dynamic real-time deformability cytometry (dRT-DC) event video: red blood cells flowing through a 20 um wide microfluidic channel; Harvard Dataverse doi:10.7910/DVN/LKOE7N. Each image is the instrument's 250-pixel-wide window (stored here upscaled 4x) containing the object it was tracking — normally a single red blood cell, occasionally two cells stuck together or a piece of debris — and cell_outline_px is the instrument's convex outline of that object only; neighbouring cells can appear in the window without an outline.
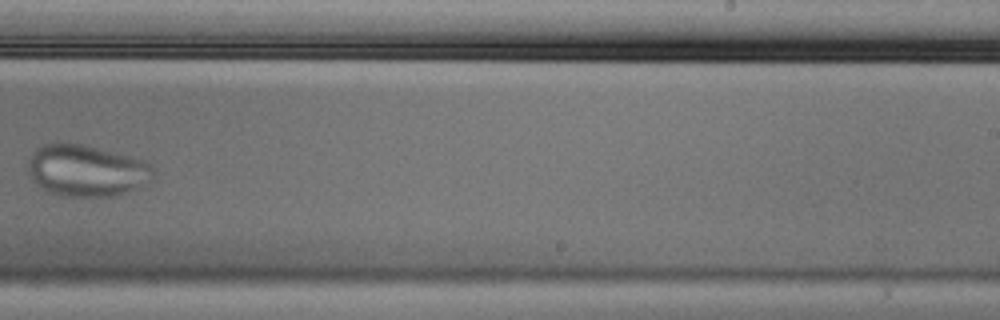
{"species": "Egyptian fruit bat (a non-hibernating species)", "species_latin": "Rousettus aegyptiacus", "temperature_condition": "cold", "stored_images_in_passage": 9, "camera_frame_rate_fps": 3000, "um_per_image_px": 0.085, "animal": {"sex": "male"}, "frame": {"image": 1, "passage_image": 8, "time_ms": 2.333, "image_size_px": [1000, 320], "cell_outline_px": [[156, 172], [152, 180], [116, 196], [60, 196], [48, 192], [40, 188], [32, 180], [28, 172], [28, 160], [32, 152], [40, 144], [56, 140], [84, 144], [148, 160], [156, 168]], "centroid_in_image_um": [7.34, 14.46], "position_along_channel_um": 281.7, "area_um2": 38.84}}